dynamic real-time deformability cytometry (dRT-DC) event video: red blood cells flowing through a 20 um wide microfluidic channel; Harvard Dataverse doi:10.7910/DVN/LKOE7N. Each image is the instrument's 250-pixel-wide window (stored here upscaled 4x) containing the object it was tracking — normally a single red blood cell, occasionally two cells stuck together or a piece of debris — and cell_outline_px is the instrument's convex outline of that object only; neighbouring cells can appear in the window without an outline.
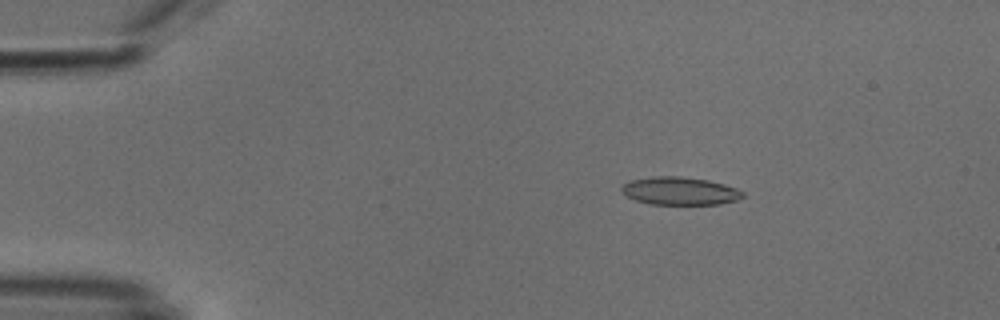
{"species": "common noctule bat (a hibernating species)", "species_latin": "Nyctalus noctula", "temperature_condition": "cold", "stored_images_in_passage": 53, "camera_frame_rate_fps": 3000, "um_per_image_px": 0.085, "animal": {"sex": "male", "body_mass_g": 18.8}, "frame": {"image": 1, "passage_image": 9, "time_ms": 2.667, "image_size_px": [1000, 320], "cell_outline_px": [[744, 196], [736, 200], [720, 204], [648, 204], [624, 196], [620, 192], [620, 188], [628, 180], [652, 176], [680, 176], [708, 180], [724, 184], [736, 188], [744, 192]], "centroid_in_image_um": [57.73, 16.23], "position_along_channel_um": 27.3, "area_um2": 19.94}}
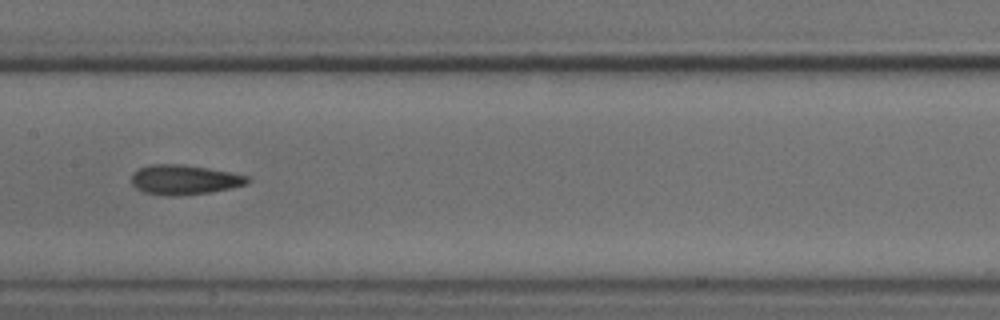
{"frame": {"image": 2, "passage_image": 27, "time_ms": 8.667, "image_size_px": [1000, 320], "cell_outline_px": [[252, 180], [248, 184], [232, 188], [208, 192], [176, 196], [164, 196], [144, 192], [136, 188], [132, 184], [132, 172], [140, 168], [152, 164], [184, 164], [208, 168], [248, 176]], "centroid_in_image_um": [15.67, 15.28], "position_along_channel_um": 191.7, "area_um2": 20.17}}
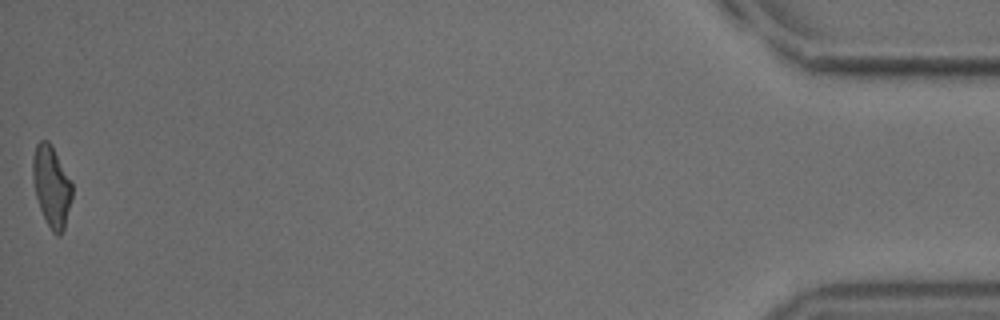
{"frame": {"image": 3, "passage_image": 53, "time_ms": 17.333, "image_size_px": [1000, 320], "cell_outline_px": [[72, 196], [64, 228], [60, 236], [56, 236], [52, 232], [40, 208], [36, 196], [32, 180], [32, 156], [36, 144], [40, 140], [48, 140], [72, 184]], "centroid_in_image_um": [4.35, 15.84], "position_along_channel_um": 430.8, "area_um2": 18.26}, "authors_computed_cell_mechanics": {"area_um2": 19.7098, "velocity_mm_per_s": 3.8176, "shape_relaxation_time_tau1_ms": 10.0013, "shape_relaxation_time_tau2_ms": 3.5265, "deformation_change_tau1": 0.1881, "deformation_change_tau2": 0.1316}}